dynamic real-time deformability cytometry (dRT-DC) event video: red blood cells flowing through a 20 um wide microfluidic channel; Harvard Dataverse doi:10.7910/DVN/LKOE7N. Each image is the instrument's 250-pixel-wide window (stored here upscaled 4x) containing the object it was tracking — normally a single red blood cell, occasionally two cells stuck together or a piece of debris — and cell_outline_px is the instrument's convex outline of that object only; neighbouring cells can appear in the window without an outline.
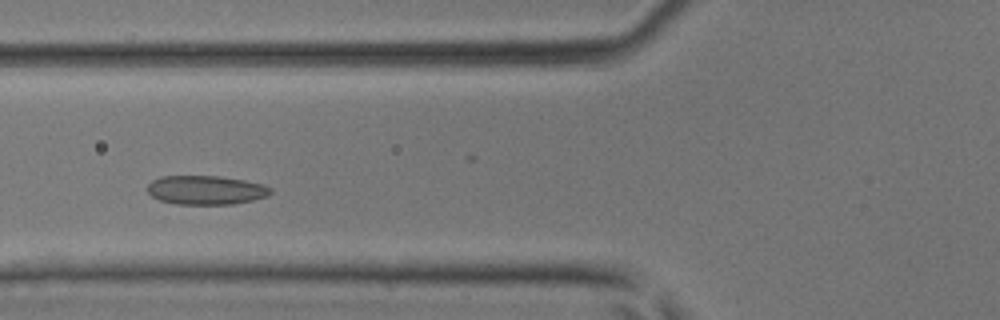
{"species": "common noctule bat (a hibernating species)", "species_latin": "Nyctalus noctula", "temperature_condition": "room temperature", "stored_images_in_passage": 34, "camera_frame_rate_fps": 3000, "um_per_image_px": 0.085, "animal": {"sex": "male", "body_mass_g": 17.9, "forearm_length_mm": 54.2}, "frame": {"image": 1, "passage_image": 6, "time_ms": 1.667, "image_size_px": [1000, 320], "cell_outline_px": [[272, 192], [268, 196], [252, 200], [232, 204], [176, 204], [160, 200], [152, 196], [148, 192], [148, 184], [152, 180], [160, 176], [220, 176], [244, 180], [264, 184], [272, 188]], "centroid_in_image_um": [17.52, 16.15], "position_along_channel_um": 108.3, "area_um2": 20.87}}
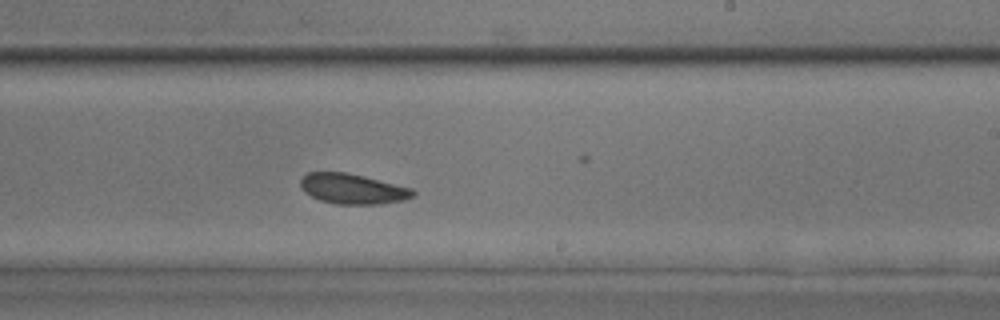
{"frame": {"image": 2, "passage_image": 16, "time_ms": 5.0, "image_size_px": [1000, 320], "cell_outline_px": [[416, 196], [404, 200], [380, 204], [336, 204], [320, 200], [304, 192], [300, 184], [300, 180], [308, 172], [348, 172], [412, 188], [416, 192]], "centroid_in_image_um": [30.0, 16.05], "position_along_channel_um": 259.0, "area_um2": 19.88}}
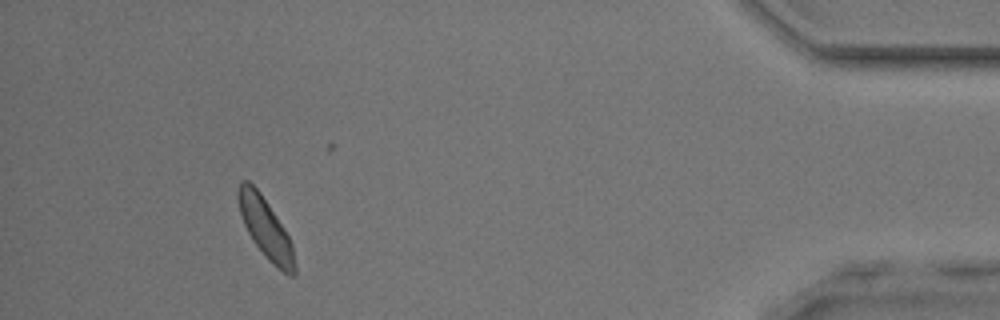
{"frame": {"image": 3, "passage_image": 30, "time_ms": 9.667, "image_size_px": [1000, 320], "cell_outline_px": [[296, 272], [292, 276], [288, 276], [272, 264], [268, 260], [256, 244], [248, 232], [244, 224], [240, 212], [236, 196], [236, 192], [240, 184], [244, 180], [248, 180], [260, 192], [284, 228], [292, 244], [296, 268]], "centroid_in_image_um": [22.58, 19.41], "position_along_channel_um": 412.6, "area_um2": 19.59}}